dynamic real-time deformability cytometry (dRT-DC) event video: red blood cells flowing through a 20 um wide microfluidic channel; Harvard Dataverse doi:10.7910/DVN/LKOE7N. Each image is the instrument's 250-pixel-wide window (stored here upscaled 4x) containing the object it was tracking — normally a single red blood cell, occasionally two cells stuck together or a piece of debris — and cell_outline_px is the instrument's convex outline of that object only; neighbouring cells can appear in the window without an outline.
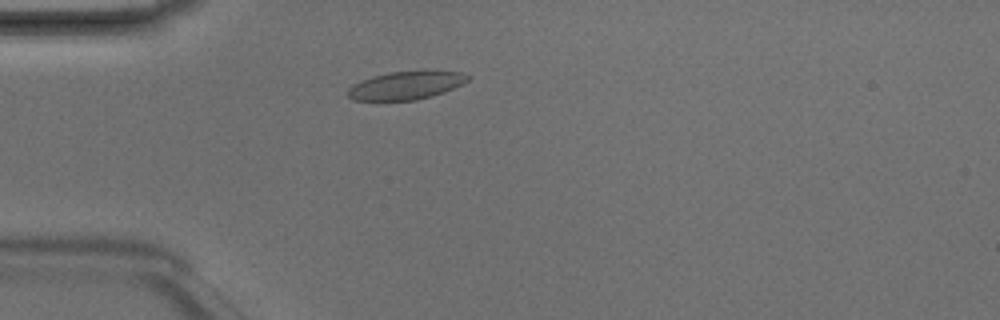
{"species": "Egyptian fruit bat (a non-hibernating species)", "species_latin": "Rousettus aegyptiacus", "temperature_condition": "room temperature", "stored_images_in_passage": 3, "camera_frame_rate_fps": 3000, "um_per_image_px": 0.085, "animal": {"sex": "male"}, "frame": {"image": 1, "passage_image": 3, "time_ms": 0.667, "image_size_px": [1000, 320], "cell_outline_px": [[468, 80], [444, 92], [432, 96], [416, 100], [352, 100], [348, 96], [348, 88], [352, 84], [360, 80], [372, 76], [388, 72], [460, 72], [468, 76]], "centroid_in_image_um": [34.41, 7.28], "position_along_channel_um": 50.6, "area_um2": 19.19}}